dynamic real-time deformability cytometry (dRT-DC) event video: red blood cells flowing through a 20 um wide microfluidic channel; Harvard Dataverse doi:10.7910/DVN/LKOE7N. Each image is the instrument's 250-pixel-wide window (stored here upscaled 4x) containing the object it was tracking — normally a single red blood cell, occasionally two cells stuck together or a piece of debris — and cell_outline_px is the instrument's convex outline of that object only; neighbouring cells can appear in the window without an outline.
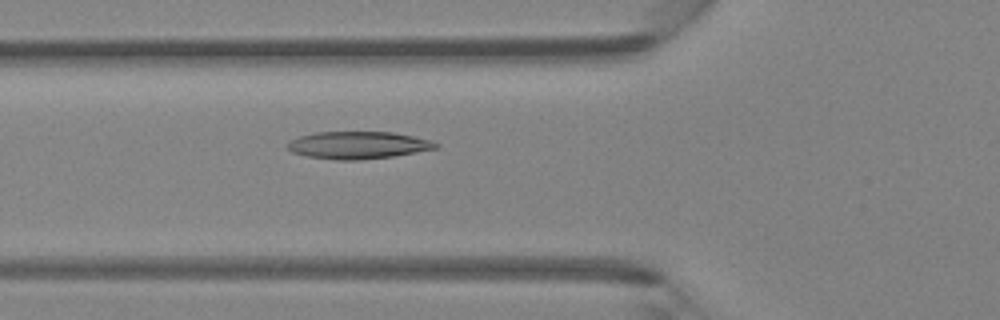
{"species": "Egyptian fruit bat (a non-hibernating species)", "species_latin": "Rousettus aegyptiacus", "temperature_condition": "room temperature", "stored_images_in_passage": 18, "camera_frame_rate_fps": 3000, "um_per_image_px": 0.085, "animal": {"sex": "female"}, "frame": {"image": 1, "passage_image": 17, "time_ms": 5.333, "image_size_px": [1000, 320], "cell_outline_px": [[440, 144], [436, 148], [392, 156], [360, 160], [336, 160], [308, 156], [292, 152], [284, 144], [288, 140], [300, 136], [316, 132], [392, 132], [432, 140]], "centroid_in_image_um": [30.39, 12.33], "position_along_channel_um": 95.4, "area_um2": 23.58}}